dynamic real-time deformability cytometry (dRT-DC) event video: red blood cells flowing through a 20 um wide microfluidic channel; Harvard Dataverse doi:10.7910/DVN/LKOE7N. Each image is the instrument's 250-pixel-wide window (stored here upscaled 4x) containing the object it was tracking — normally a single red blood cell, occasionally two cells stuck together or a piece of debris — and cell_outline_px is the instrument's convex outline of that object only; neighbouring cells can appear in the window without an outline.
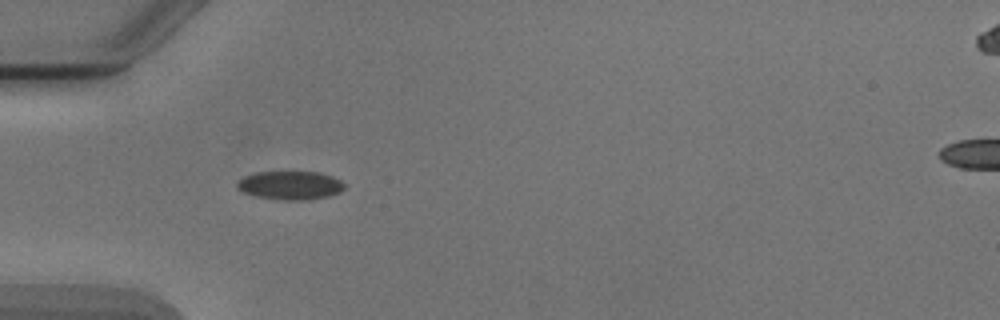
{"species": "Egyptian fruit bat (a non-hibernating species)", "species_latin": "Rousettus aegyptiacus", "temperature_condition": "cold", "stored_images_in_passage": 8, "camera_frame_rate_fps": 3000, "um_per_image_px": 0.085, "animal": {"sex": "male"}, "frame": {"image": 1, "passage_image": 5, "time_ms": 1.333, "image_size_px": [1000, 320], "cell_outline_px": [[344, 188], [340, 192], [328, 196], [308, 200], [284, 200], [256, 196], [244, 192], [236, 188], [236, 184], [244, 176], [256, 172], [320, 172], [332, 176], [340, 180], [344, 184]], "centroid_in_image_um": [24.68, 15.75], "position_along_channel_um": 60.3, "area_um2": 17.8}}
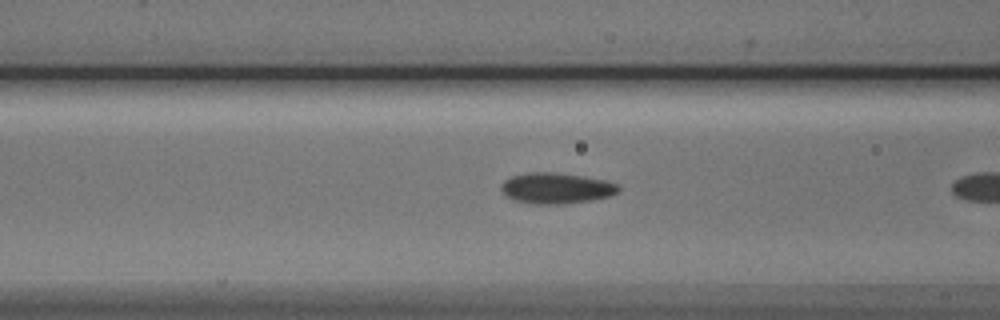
{"frame": {"image": 2, "passage_image": 7, "time_ms": 2.0, "image_size_px": [1000, 320], "cell_outline_px": [[620, 192], [612, 196], [592, 200], [564, 204], [532, 204], [512, 200], [504, 196], [500, 188], [500, 184], [504, 180], [512, 176], [528, 172], [552, 172], [584, 176], [608, 180], [620, 184]], "centroid_in_image_um": [47.3, 16.0], "position_along_channel_um": 119.3, "area_um2": 21.68}}